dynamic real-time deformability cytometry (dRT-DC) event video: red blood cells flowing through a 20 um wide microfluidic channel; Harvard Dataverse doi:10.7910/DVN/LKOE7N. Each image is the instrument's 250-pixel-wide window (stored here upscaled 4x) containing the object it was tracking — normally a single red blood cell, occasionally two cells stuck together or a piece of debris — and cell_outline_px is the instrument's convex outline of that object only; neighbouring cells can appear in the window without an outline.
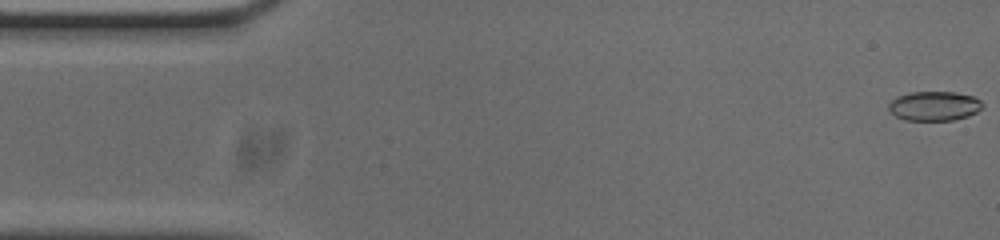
{"species": "common noctule bat (a hibernating species)", "species_latin": "Nyctalus noctula", "temperature_condition": "cold", "stored_images_in_passage": 16, "camera_frame_rate_fps": 3000, "um_per_image_px": 0.085, "animal": {"sex": "male", "body_mass_g": 20.0, "forearm_length_mm": 53.3}, "frame": {"image": 1, "passage_image": 1, "time_ms": 0.0, "image_size_px": [1000, 240], "cell_outline_px": [[984, 108], [968, 116], [952, 120], [904, 120], [896, 116], [888, 108], [888, 104], [896, 96], [912, 92], [956, 92], [972, 96], [980, 100], [984, 104]], "centroid_in_image_um": [79.43, 9.0], "position_along_channel_um": 5.6, "area_um2": 16.13}}
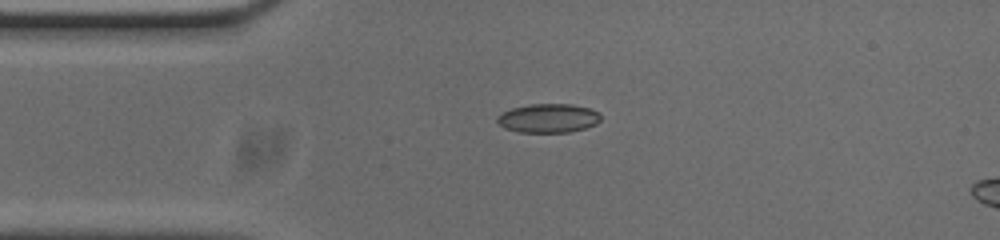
{"frame": {"image": 2, "passage_image": 12, "time_ms": 3.667, "image_size_px": [1000, 240], "cell_outline_px": [[600, 120], [596, 124], [584, 128], [568, 132], [520, 132], [504, 128], [496, 120], [496, 116], [500, 112], [512, 108], [528, 104], [572, 104], [588, 108], [596, 112], [600, 116]], "centroid_in_image_um": [46.55, 10.04], "position_along_channel_um": 38.5, "area_um2": 17.4}}